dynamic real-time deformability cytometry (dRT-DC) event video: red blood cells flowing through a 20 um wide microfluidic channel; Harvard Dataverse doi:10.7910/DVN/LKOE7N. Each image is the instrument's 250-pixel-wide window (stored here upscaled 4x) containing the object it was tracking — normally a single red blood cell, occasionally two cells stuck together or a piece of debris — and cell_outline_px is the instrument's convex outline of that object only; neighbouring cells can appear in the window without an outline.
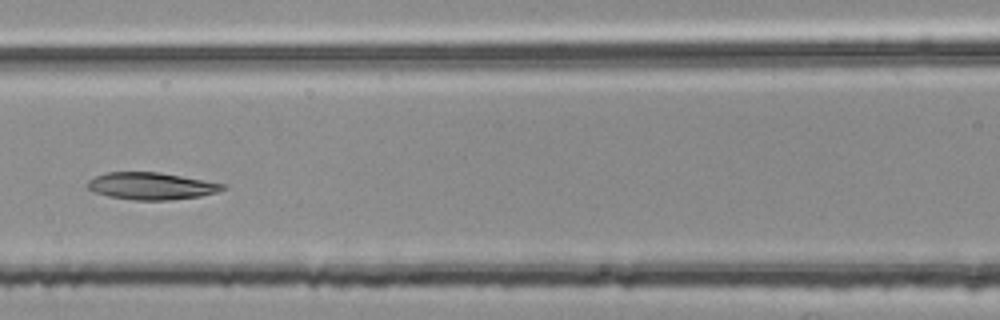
{"species": "common noctule bat (a hibernating species)", "species_latin": "Nyctalus noctula", "temperature_condition": "room temperature", "stored_images_in_passage": 50, "camera_frame_rate_fps": 3000, "um_per_image_px": 0.085, "animal": {"sex": "female", "body_mass_g": 25.1}, "frame": {"image": 1, "passage_image": 23, "time_ms": 7.333, "image_size_px": [1000, 320], "cell_outline_px": [[228, 188], [216, 192], [200, 196], [168, 200], [132, 200], [108, 196], [96, 192], [88, 188], [88, 180], [104, 172], [160, 172], [228, 184]], "centroid_in_image_um": [12.9, 15.8], "position_along_channel_um": 153.7, "area_um2": 21.44}}
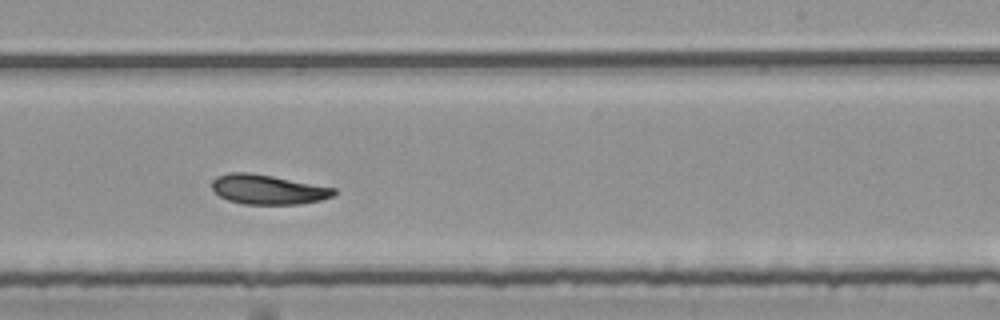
{"frame": {"image": 2, "passage_image": 32, "time_ms": 10.333, "image_size_px": [1000, 320], "cell_outline_px": [[336, 192], [332, 196], [320, 200], [300, 204], [244, 204], [228, 200], [220, 196], [212, 188], [212, 180], [216, 176], [228, 172], [248, 172], [272, 176], [336, 188]], "centroid_in_image_um": [22.75, 16.1], "position_along_channel_um": 266.3, "area_um2": 20.98}}
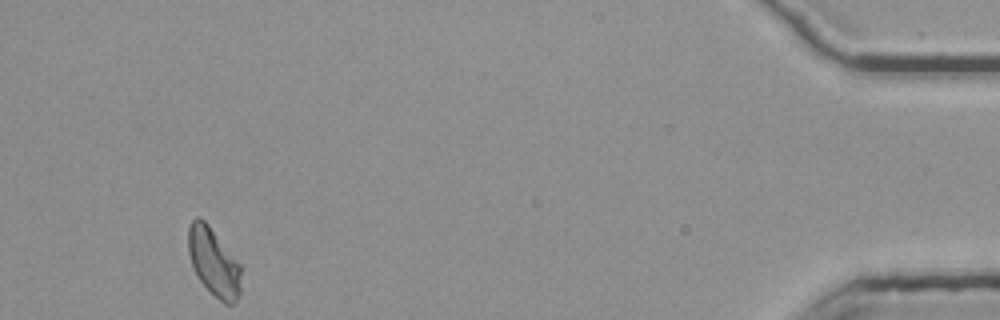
{"frame": {"image": 3, "passage_image": 50, "time_ms": 16.333, "image_size_px": [1000, 320], "cell_outline_px": [[240, 292], [236, 300], [232, 304], [224, 304], [200, 280], [192, 264], [188, 252], [188, 228], [192, 220], [196, 216], [204, 220], [208, 224], [240, 264]], "centroid_in_image_um": [18.16, 22.25], "position_along_channel_um": 417.0, "area_um2": 20.46}, "authors_computed_cell_mechanics": {"area_um2": 21.4438, "velocity_mm_per_s": 3.7724, "shape_relaxation_time_tau1_ms": 5.2693, "shape_relaxation_time_tau2_ms": 5.2558, "deformation_change_tau1": 0.1401, "deformation_change_tau2": 0.0966}}